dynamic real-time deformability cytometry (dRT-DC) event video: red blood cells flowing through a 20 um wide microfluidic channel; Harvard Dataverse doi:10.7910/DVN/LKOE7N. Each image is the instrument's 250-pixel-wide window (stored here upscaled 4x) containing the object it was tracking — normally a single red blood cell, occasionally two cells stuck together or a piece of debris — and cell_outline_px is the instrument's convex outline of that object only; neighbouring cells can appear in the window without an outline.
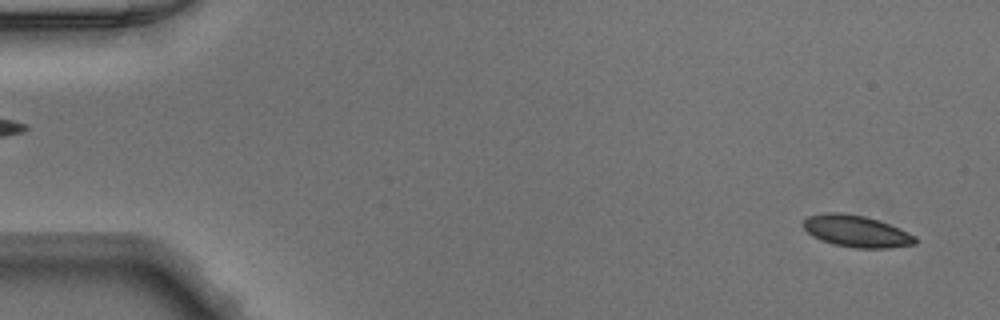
{"species": "Egyptian fruit bat (a non-hibernating species)", "species_latin": "Rousettus aegyptiacus", "temperature_condition": "warm", "stored_images_in_passage": 49, "camera_frame_rate_fps": 3000, "um_per_image_px": 0.085, "animal": {"sex": "male"}, "frame": {"image": 1, "passage_image": 2, "time_ms": 0.333, "image_size_px": [1000, 320], "cell_outline_px": [[916, 244], [892, 248], [856, 248], [832, 244], [820, 240], [812, 236], [804, 228], [804, 220], [808, 216], [824, 212], [844, 212], [864, 216], [880, 220], [916, 236]], "centroid_in_image_um": [72.79, 19.65], "position_along_channel_um": 12.2, "area_um2": 20.87}}
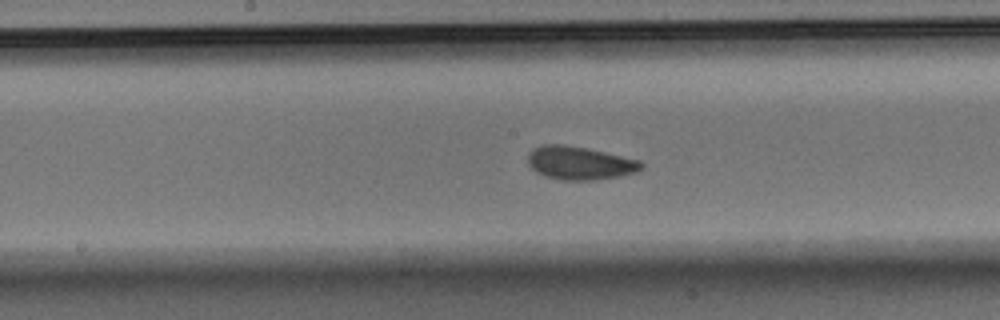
{"frame": {"image": 2, "passage_image": 25, "time_ms": 8.0, "image_size_px": [1000, 320], "cell_outline_px": [[644, 168], [636, 172], [620, 176], [596, 180], [560, 180], [544, 176], [536, 172], [528, 164], [528, 152], [532, 148], [544, 144], [564, 144], [588, 148], [640, 160], [644, 164]], "centroid_in_image_um": [49.27, 13.85], "position_along_channel_um": 198.9, "area_um2": 22.31}}
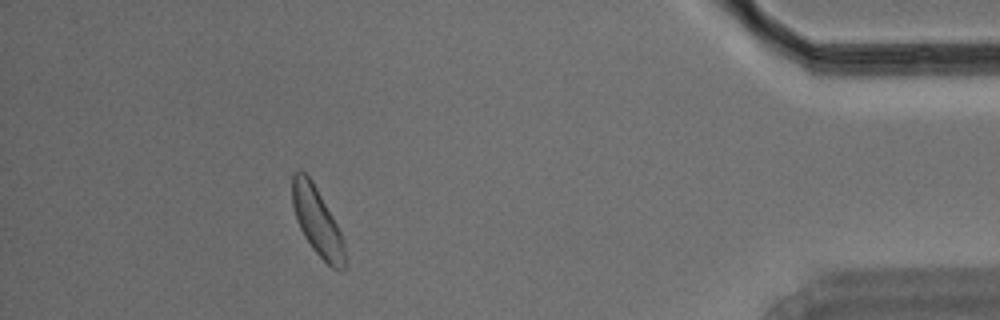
{"frame": {"image": 3, "passage_image": 44, "time_ms": 14.333, "image_size_px": [1000, 320], "cell_outline_px": [[344, 268], [340, 272], [332, 268], [312, 248], [304, 236], [296, 220], [292, 204], [292, 172], [300, 168], [312, 180], [332, 216], [340, 232], [344, 244]], "centroid_in_image_um": [26.92, 18.78], "position_along_channel_um": 408.3, "area_um2": 20.63}}